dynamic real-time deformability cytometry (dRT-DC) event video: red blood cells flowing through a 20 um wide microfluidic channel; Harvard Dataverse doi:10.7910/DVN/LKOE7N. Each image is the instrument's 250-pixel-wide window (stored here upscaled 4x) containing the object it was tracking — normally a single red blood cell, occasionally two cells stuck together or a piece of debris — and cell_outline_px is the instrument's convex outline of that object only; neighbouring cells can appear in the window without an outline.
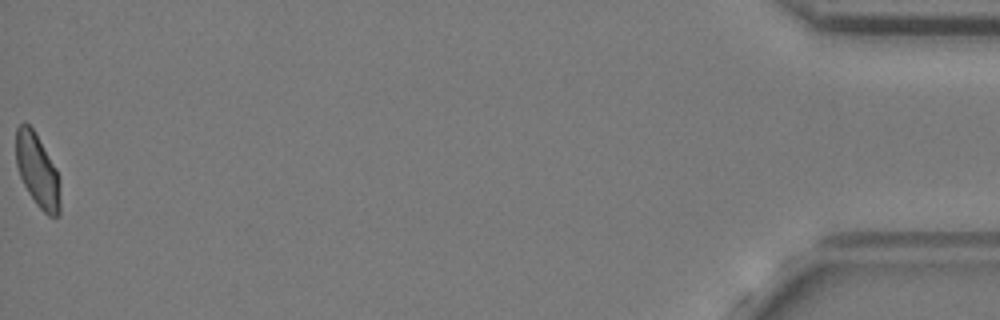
{"species": "common noctule bat (a hibernating species)", "species_latin": "Nyctalus noctula", "temperature_condition": "cold", "stored_images_in_passage": 56, "camera_frame_rate_fps": 3000, "um_per_image_px": 0.085, "animal": {"sex": "female", "body_mass_g": 24.6, "forearm_length_mm": 56.2}, "frame": {"image": 1, "passage_image": 56, "time_ms": 18.333, "image_size_px": [1000, 320], "cell_outline_px": [[60, 216], [48, 216], [36, 204], [28, 192], [20, 176], [16, 164], [16, 128], [20, 124], [28, 124], [32, 128], [56, 168], [60, 176]], "centroid_in_image_um": [3.2, 14.54], "position_along_channel_um": 432.0, "area_um2": 18.84}, "authors_computed_cell_mechanics": {"area_um2": 19.941, "velocity_mm_per_s": 3.6357, "shape_relaxation_time_tau1_ms": 7.9506, "shape_relaxation_time_tau2_ms": 2.1503, "deformation_change_tau1": 0.1326, "deformation_change_tau2": 0.0727}}